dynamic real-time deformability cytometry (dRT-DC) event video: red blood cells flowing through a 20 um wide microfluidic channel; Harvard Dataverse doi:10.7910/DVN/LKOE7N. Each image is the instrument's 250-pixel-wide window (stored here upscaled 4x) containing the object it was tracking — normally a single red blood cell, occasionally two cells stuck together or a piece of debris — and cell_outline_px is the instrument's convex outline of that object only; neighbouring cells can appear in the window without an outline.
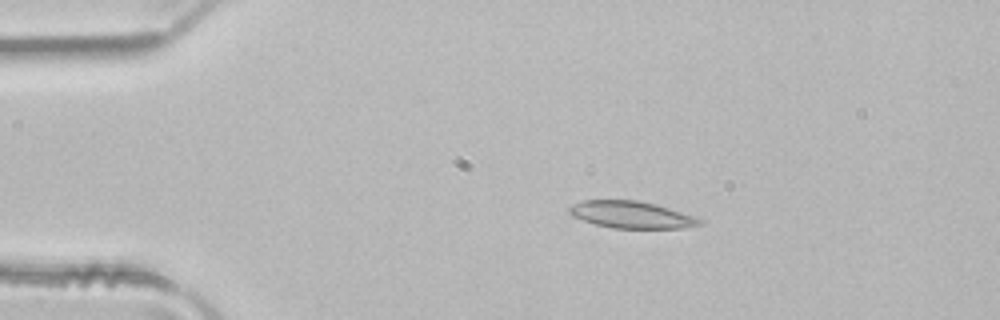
{"species": "common noctule bat (a hibernating species)", "species_latin": "Nyctalus noctula", "temperature_condition": "room temperature", "stored_images_in_passage": 2, "camera_frame_rate_fps": 3000, "um_per_image_px": 0.085, "animal": {"sex": "male", "body_mass_g": 21.5, "forearm_length_mm": 52.0}, "frame": {"image": 1, "passage_image": 2, "time_ms": 0.333, "image_size_px": [1000, 320], "cell_outline_px": [[704, 220], [700, 224], [680, 228], [612, 228], [596, 224], [572, 216], [568, 212], [568, 208], [572, 204], [580, 200], [640, 200], [656, 204]], "centroid_in_image_um": [53.61, 18.24], "position_along_channel_um": 31.4, "area_um2": 20.35}}